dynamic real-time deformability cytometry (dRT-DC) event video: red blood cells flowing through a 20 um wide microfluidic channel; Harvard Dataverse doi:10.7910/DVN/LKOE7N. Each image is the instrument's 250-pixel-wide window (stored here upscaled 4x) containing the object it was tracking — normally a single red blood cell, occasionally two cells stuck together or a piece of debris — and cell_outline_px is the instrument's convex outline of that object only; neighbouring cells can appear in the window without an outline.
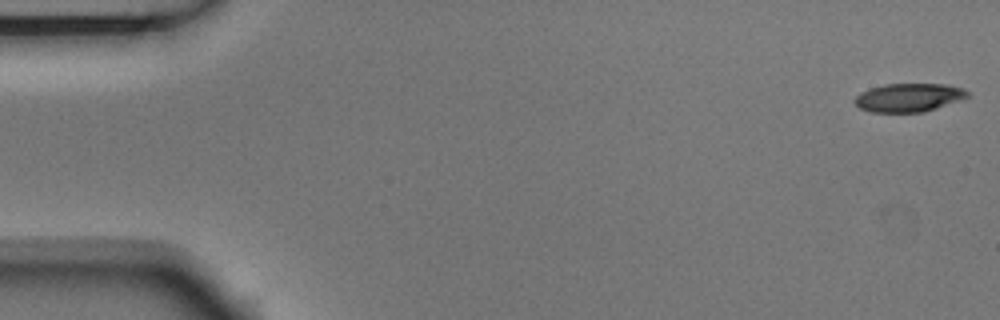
{"species": "Egyptian fruit bat (a non-hibernating species)", "species_latin": "Rousettus aegyptiacus", "temperature_condition": "room temperature", "stored_images_in_passage": 5, "camera_frame_rate_fps": 3000, "um_per_image_px": 0.085, "animal": {"sex": "male"}, "frame": {"image": 1, "passage_image": 1, "time_ms": 0.0, "image_size_px": [1000, 320], "cell_outline_px": [[968, 96], [960, 100], [924, 112], [872, 112], [860, 108], [852, 100], [860, 92], [868, 88], [884, 84], [948, 84], [964, 88], [968, 92]], "centroid_in_image_um": [77.22, 8.28], "position_along_channel_um": 7.8, "area_um2": 18.79}}
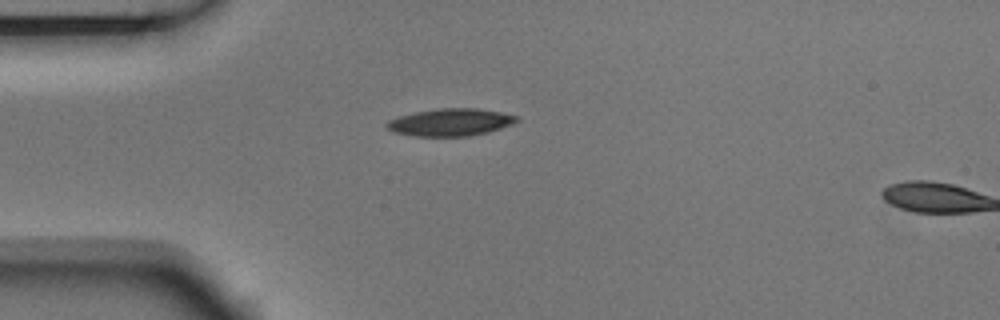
{"frame": {"image": 2, "passage_image": 4, "time_ms": 1.0, "image_size_px": [1000, 320], "cell_outline_px": [[520, 120], [512, 124], [488, 132], [468, 136], [412, 136], [392, 132], [384, 124], [388, 120], [400, 116], [416, 112], [440, 108], [476, 108], [500, 112], [520, 116]], "centroid_in_image_um": [38.29, 10.39], "position_along_channel_um": 46.7, "area_um2": 20.75}}